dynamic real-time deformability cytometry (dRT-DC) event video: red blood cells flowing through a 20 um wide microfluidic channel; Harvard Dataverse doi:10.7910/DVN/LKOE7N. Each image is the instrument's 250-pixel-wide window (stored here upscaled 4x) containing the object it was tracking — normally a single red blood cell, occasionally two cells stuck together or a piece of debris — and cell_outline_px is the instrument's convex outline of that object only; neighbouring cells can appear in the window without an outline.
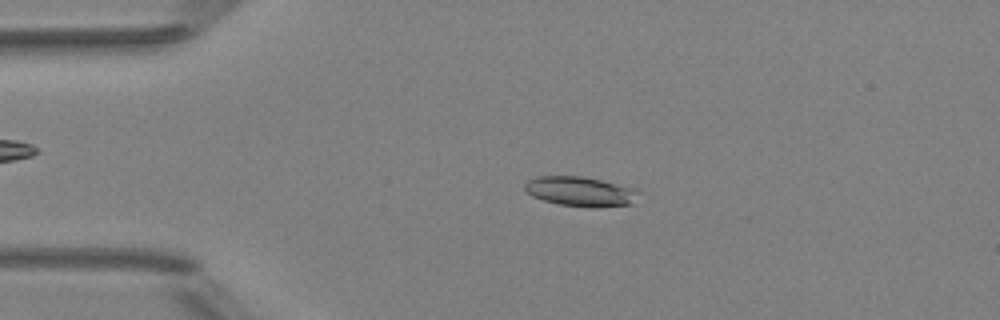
{"species": "Egyptian fruit bat (a non-hibernating species)", "species_latin": "Rousettus aegyptiacus", "temperature_condition": "room temperature", "stored_images_in_passage": 3, "camera_frame_rate_fps": 3000, "um_per_image_px": 0.085, "animal": {"sex": "female"}, "frame": {"image": 1, "passage_image": 2, "time_ms": 2.0, "image_size_px": [1000, 320], "cell_outline_px": [[636, 192], [632, 204], [596, 208], [592, 208], [560, 204], [544, 200], [532, 196], [524, 188], [524, 184], [528, 180], [536, 176], [580, 176], [600, 180], [636, 188]], "centroid_in_image_um": [49.3, 16.27], "position_along_channel_um": 35.7, "area_um2": 19.48}}